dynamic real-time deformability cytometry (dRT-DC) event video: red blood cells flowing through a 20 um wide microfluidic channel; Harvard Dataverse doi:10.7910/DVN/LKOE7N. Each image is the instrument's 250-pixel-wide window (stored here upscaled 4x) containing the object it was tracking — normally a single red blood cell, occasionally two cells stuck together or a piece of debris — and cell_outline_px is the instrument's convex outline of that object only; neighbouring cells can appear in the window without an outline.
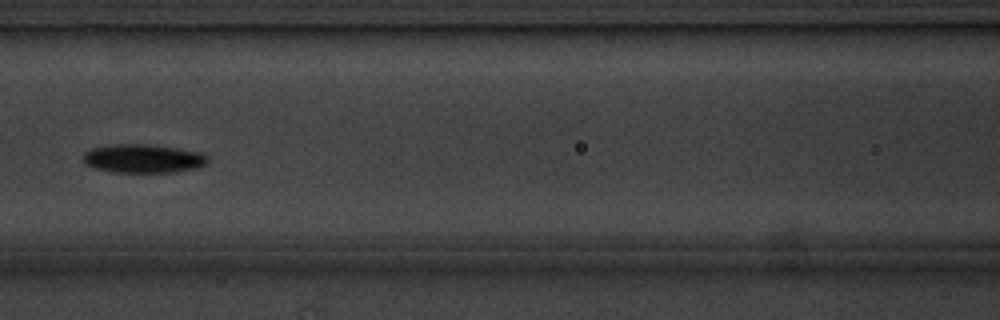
{"species": "common noctule bat (a hibernating species)", "species_latin": "Nyctalus noctula", "temperature_condition": "cold", "stored_images_in_passage": 8, "camera_frame_rate_fps": 3000, "um_per_image_px": 0.085, "animal": {"sex": "male", "body_mass_g": 20.1, "forearm_length_mm": 53.5}, "frame": {"image": 1, "passage_image": 7, "time_ms": 8.0, "image_size_px": [1000, 320], "cell_outline_px": [[208, 164], [196, 168], [176, 172], [112, 172], [96, 168], [84, 164], [80, 156], [84, 152], [92, 148], [116, 144], [148, 144], [176, 148], [200, 152], [208, 156]], "centroid_in_image_um": [12.15, 13.48], "position_along_channel_um": 154.4, "area_um2": 20.98}}